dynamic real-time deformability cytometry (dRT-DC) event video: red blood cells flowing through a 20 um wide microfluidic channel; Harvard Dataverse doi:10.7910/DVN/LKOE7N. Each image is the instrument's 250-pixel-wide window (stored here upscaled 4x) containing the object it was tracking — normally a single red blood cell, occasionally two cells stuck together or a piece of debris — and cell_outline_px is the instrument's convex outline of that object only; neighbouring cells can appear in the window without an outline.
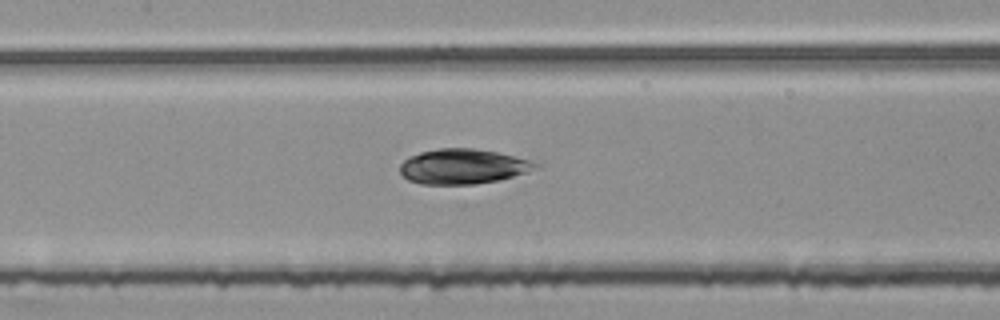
{"species": "common noctule bat (a hibernating species)", "species_latin": "Nyctalus noctula", "temperature_condition": "room temperature", "stored_images_in_passage": 53, "camera_frame_rate_fps": 3000, "um_per_image_px": 0.085, "animal": {"sex": "female", "body_mass_g": 25.1}, "frame": {"image": 1, "passage_image": 25, "time_ms": 8.0, "image_size_px": [1000, 320], "cell_outline_px": [[540, 168], [528, 172], [496, 180], [476, 184], [420, 184], [408, 180], [400, 172], [400, 164], [408, 156], [420, 152], [436, 148], [472, 148], [496, 152], [532, 160], [540, 164]], "centroid_in_image_um": [39.35, 14.14], "position_along_channel_um": 168.1, "area_um2": 27.74}}
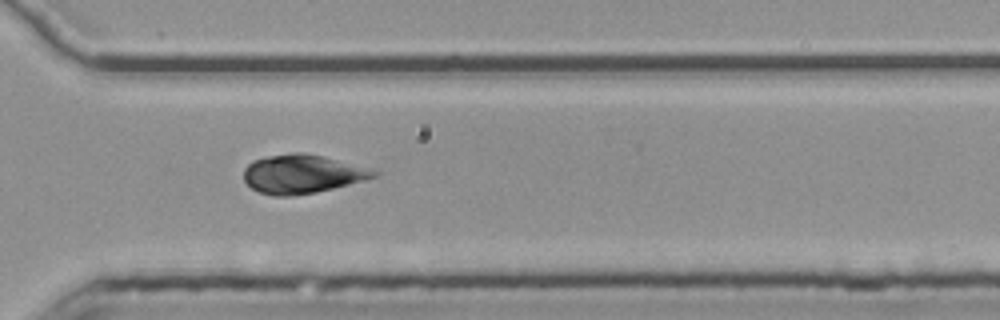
{"frame": {"image": 2, "passage_image": 39, "time_ms": 12.667, "image_size_px": [1000, 320], "cell_outline_px": [[380, 172], [376, 176], [364, 180], [316, 192], [292, 196], [276, 196], [260, 192], [252, 188], [244, 180], [244, 168], [252, 160], [264, 156], [288, 152], [304, 152], [324, 156], [372, 168]], "centroid_in_image_um": [25.68, 14.76], "position_along_channel_um": 344.9, "area_um2": 29.59}}
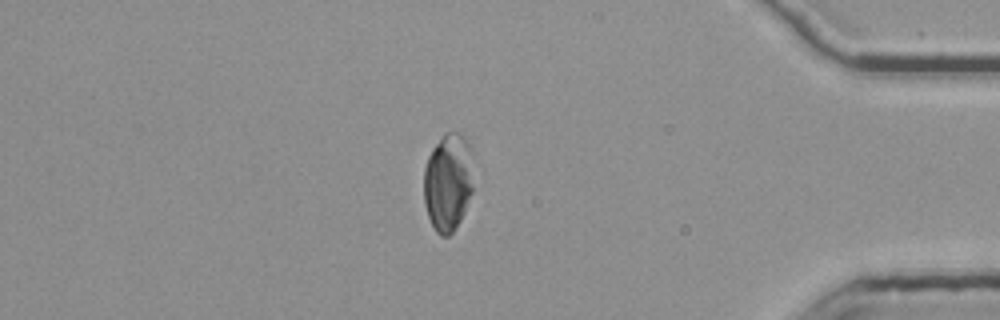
{"frame": {"image": 3, "passage_image": 46, "time_ms": 15.0, "image_size_px": [1000, 320], "cell_outline_px": [[472, 192], [464, 212], [460, 220], [452, 232], [448, 236], [440, 236], [436, 232], [428, 216], [424, 204], [424, 168], [428, 156], [432, 148], [444, 132], [456, 132], [468, 144], [472, 188]], "centroid_in_image_um": [38.03, 15.52], "position_along_channel_um": 397.2, "area_um2": 27.74}, "authors_computed_cell_mechanics": {"area_um2": 29.3046, "velocity_mm_per_s": 3.8081, "shape_relaxation_time_tau1_ms": 4.1862, "shape_relaxation_time_tau2_ms": 2.8443, "deformation_change_tau1": 0.115, "deformation_change_tau2": 0.075}}